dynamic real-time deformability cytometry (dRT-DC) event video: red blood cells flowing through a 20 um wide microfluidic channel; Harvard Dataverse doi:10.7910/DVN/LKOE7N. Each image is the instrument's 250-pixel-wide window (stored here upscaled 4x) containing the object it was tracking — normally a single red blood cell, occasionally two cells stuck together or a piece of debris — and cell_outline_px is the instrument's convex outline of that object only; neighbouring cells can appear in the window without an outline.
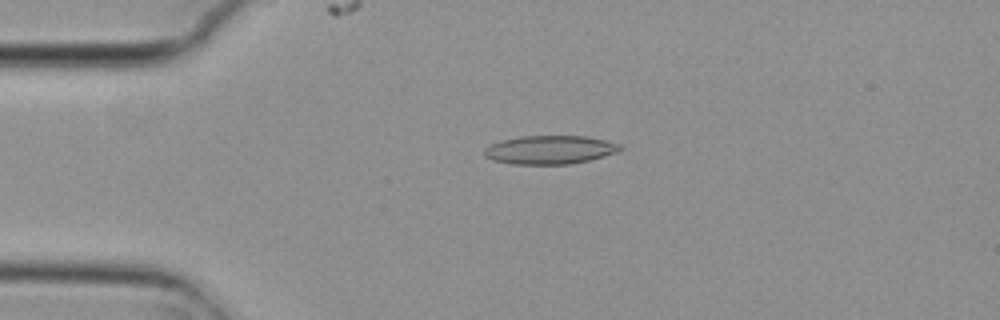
{"species": "common noctule bat (a hibernating species)", "species_latin": "Nyctalus noctula", "temperature_condition": "cold", "stored_images_in_passage": 4, "camera_frame_rate_fps": 3000, "um_per_image_px": 0.085, "animal": {"sex": "female", "body_mass_g": 29.2, "forearm_length_mm": 56.3}, "frame": {"image": 1, "passage_image": 4, "time_ms": 1.0, "image_size_px": [1000, 320], "cell_outline_px": [[624, 148], [620, 152], [572, 164], [512, 164], [492, 160], [484, 156], [484, 148], [500, 140], [520, 136], [584, 136], [604, 140], [620, 144]], "centroid_in_image_um": [46.74, 12.73], "position_along_channel_um": 38.3, "area_um2": 22.72}}